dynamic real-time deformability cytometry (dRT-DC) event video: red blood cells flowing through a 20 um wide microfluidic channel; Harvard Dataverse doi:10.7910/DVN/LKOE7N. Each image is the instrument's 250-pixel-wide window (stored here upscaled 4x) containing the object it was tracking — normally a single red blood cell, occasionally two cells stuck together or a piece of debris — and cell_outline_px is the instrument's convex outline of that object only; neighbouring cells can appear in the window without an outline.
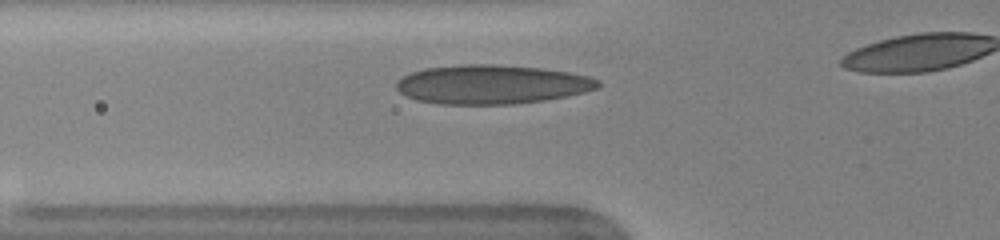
{"species": "human", "species_latin": "Homo sapiens", "temperature_condition": "warm", "stored_images_in_passage": 31, "camera_frame_rate_fps": 3000, "um_per_image_px": 0.085, "donor": {"sex": "female"}, "frame": {"image": 1, "passage_image": 5, "time_ms": 1.333, "image_size_px": [1000, 240], "cell_outline_px": [[600, 84], [596, 88], [584, 92], [568, 96], [544, 100], [516, 104], [436, 104], [416, 100], [400, 92], [396, 88], [396, 80], [412, 72], [424, 68], [460, 64], [492, 64], [540, 68], [568, 72], [588, 76], [600, 80]], "centroid_in_image_um": [41.78, 7.18], "position_along_channel_um": 84.0, "area_um2": 46.01}}